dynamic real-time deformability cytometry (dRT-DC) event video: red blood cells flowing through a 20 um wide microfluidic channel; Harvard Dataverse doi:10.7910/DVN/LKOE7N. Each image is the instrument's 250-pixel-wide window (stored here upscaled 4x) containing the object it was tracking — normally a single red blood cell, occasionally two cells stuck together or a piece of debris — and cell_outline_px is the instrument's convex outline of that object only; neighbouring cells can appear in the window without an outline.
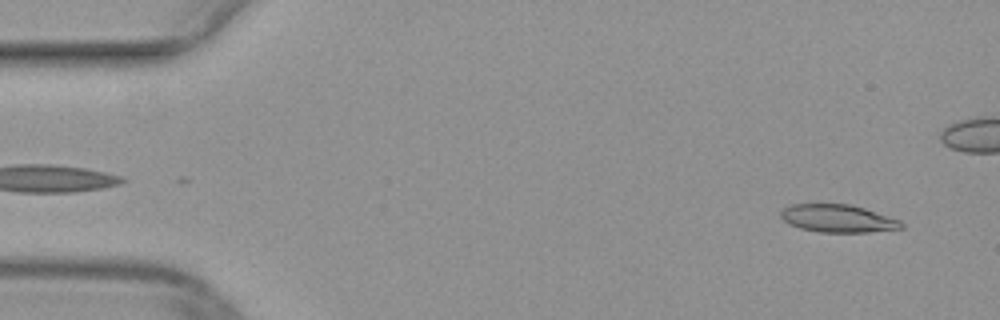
{"species": "common noctule bat (a hibernating species)", "species_latin": "Nyctalus noctula", "temperature_condition": "warm", "stored_images_in_passage": 43, "camera_frame_rate_fps": 3000, "um_per_image_px": 0.085, "animal": {"sex": "female", "body_mass_g": 29.2, "forearm_length_mm": 56.3}, "frame": {"image": 1, "passage_image": 3, "time_ms": 0.667, "image_size_px": [1000, 320], "cell_outline_px": [[904, 228], [868, 232], [820, 232], [800, 228], [788, 224], [780, 216], [780, 212], [784, 208], [792, 204], [852, 204], [900, 220], [904, 224]], "centroid_in_image_um": [71.22, 18.57], "position_along_channel_um": 13.8, "area_um2": 19.48}}
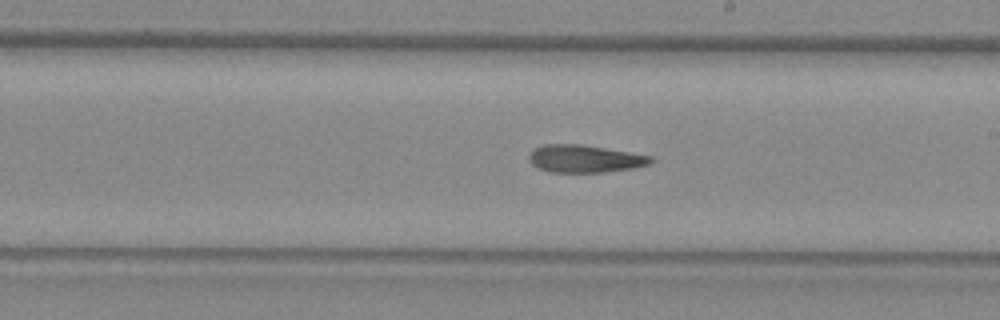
{"frame": {"image": 2, "passage_image": 28, "time_ms": 9.0, "image_size_px": [1000, 320], "cell_outline_px": [[652, 160], [648, 164], [632, 168], [604, 172], [548, 172], [536, 168], [532, 164], [528, 156], [536, 148], [544, 144], [580, 144], [652, 156]], "centroid_in_image_um": [49.66, 13.5], "position_along_channel_um": 239.3, "area_um2": 19.31}}
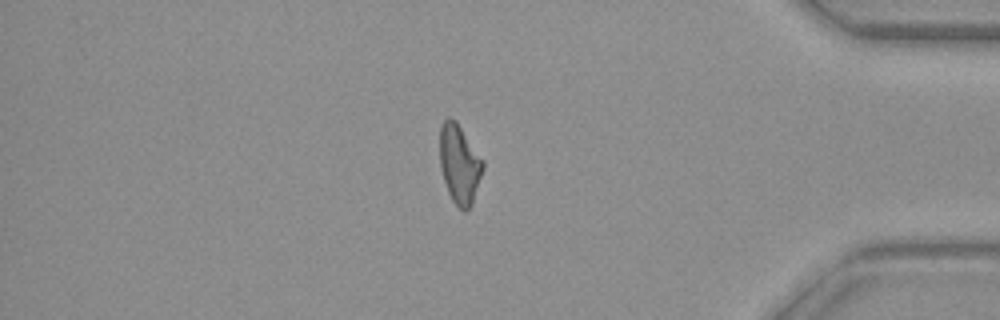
{"frame": {"image": 3, "passage_image": 42, "time_ms": 13.667, "image_size_px": [1000, 320], "cell_outline_px": [[484, 168], [472, 204], [464, 212], [452, 200], [448, 192], [440, 168], [440, 124], [448, 116], [456, 120], [484, 160]], "centroid_in_image_um": [39.06, 13.91], "position_along_channel_um": 396.1, "area_um2": 20.0}}